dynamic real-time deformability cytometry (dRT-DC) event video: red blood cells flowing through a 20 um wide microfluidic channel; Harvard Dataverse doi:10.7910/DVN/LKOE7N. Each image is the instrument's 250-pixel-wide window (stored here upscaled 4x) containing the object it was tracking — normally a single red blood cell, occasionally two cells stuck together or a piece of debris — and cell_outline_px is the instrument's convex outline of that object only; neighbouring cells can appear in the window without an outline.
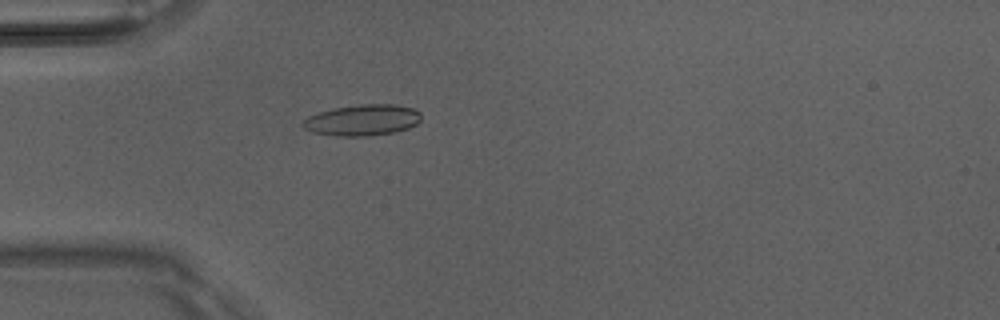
{"species": "Egyptian fruit bat (a non-hibernating species)", "species_latin": "Rousettus aegyptiacus", "temperature_condition": "room temperature", "stored_images_in_passage": 3, "camera_frame_rate_fps": 3000, "um_per_image_px": 0.085, "animal": {"sex": "male"}, "frame": {"image": 1, "passage_image": 3, "time_ms": 0.667, "image_size_px": [1000, 320], "cell_outline_px": [[420, 120], [416, 124], [408, 128], [392, 132], [368, 136], [336, 136], [312, 132], [304, 128], [300, 124], [308, 116], [316, 112], [332, 108], [360, 104], [396, 104], [412, 108], [420, 112]], "centroid_in_image_um": [30.76, 10.2], "position_along_channel_um": 54.2, "area_um2": 21.56}}